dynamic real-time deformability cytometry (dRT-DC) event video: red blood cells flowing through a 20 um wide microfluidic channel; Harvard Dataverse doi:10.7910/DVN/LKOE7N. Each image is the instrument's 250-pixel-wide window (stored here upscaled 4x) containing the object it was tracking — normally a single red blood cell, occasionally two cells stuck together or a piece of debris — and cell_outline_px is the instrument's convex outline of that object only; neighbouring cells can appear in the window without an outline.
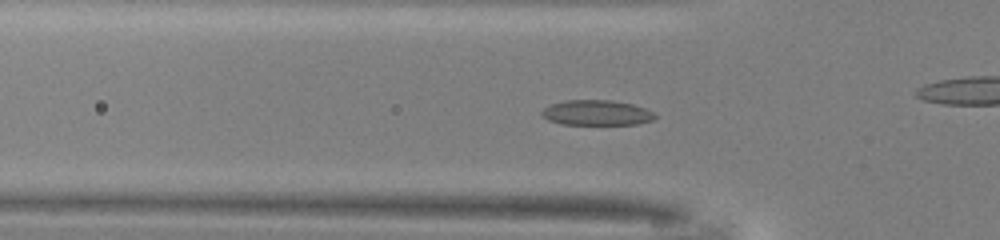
{"species": "common noctule bat (a hibernating species)", "species_latin": "Nyctalus noctula", "temperature_condition": "warm", "stored_images_in_passage": 50, "camera_frame_rate_fps": 3000, "um_per_image_px": 0.085, "animal": {"sex": "male", "body_mass_g": 13.0, "forearm_length_mm": 53.1}, "frame": {"image": 1, "passage_image": 16, "time_ms": 5.0, "image_size_px": [1000, 240], "cell_outline_px": [[656, 116], [652, 120], [640, 124], [560, 124], [548, 120], [540, 116], [540, 112], [544, 108], [552, 104], [564, 100], [612, 100], [632, 104], [644, 108], [652, 112]], "centroid_in_image_um": [50.67, 9.58], "position_along_channel_um": 75.1, "area_um2": 16.65}}
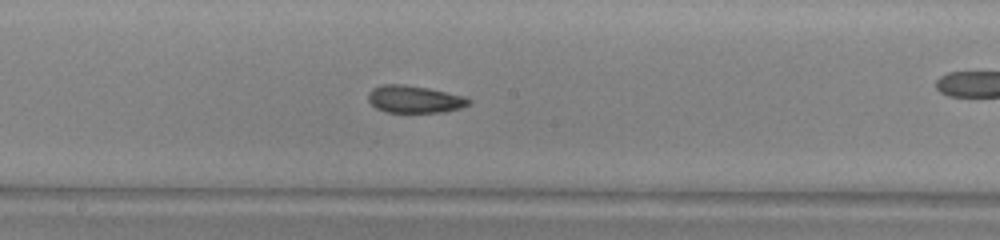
{"frame": {"image": 2, "passage_image": 26, "time_ms": 8.333, "image_size_px": [1000, 240], "cell_outline_px": [[472, 100], [468, 104], [460, 108], [440, 112], [384, 112], [376, 108], [368, 100], [368, 92], [372, 88], [380, 84], [404, 84], [428, 88], [464, 96]], "centroid_in_image_um": [35.18, 8.42], "position_along_channel_um": 213.0, "area_um2": 16.01}}
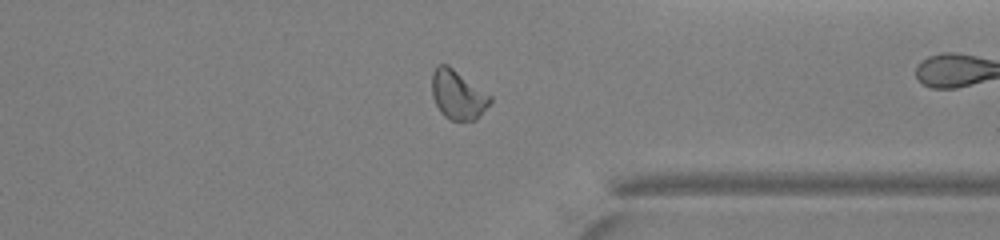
{"frame": {"image": 3, "passage_image": 38, "time_ms": 12.333, "image_size_px": [1000, 240], "cell_outline_px": [[492, 100], [476, 120], [452, 120], [444, 116], [440, 112], [432, 96], [432, 72], [436, 64], [448, 64], [492, 96]], "centroid_in_image_um": [38.9, 8.03], "position_along_channel_um": 372.5, "area_um2": 16.7}, "authors_computed_cell_mechanics": {"area_um2": 16.8198, "velocity_mm_per_s": 4.129, "shape_relaxation_time_tau1_ms": 7.4665, "shape_relaxation_time_tau2_ms": 6.0947, "deformation_change_tau1": 0.1565, "deformation_change_tau2": 0.0716}}